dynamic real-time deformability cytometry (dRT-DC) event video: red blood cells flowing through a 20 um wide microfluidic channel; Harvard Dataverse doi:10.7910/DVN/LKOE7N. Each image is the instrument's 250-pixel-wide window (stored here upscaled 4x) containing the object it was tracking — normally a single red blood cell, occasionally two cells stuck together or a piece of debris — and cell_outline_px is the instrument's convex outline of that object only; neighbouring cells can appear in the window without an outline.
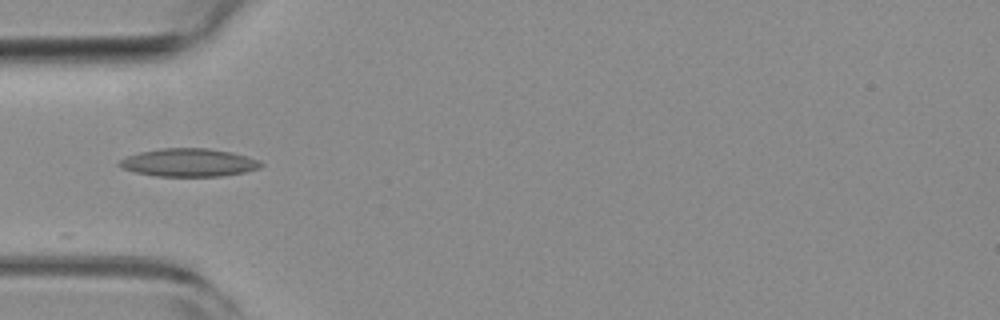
{"species": "common noctule bat (a hibernating species)", "species_latin": "Nyctalus noctula", "temperature_condition": "room temperature", "stored_images_in_passage": 8, "camera_frame_rate_fps": 3000, "um_per_image_px": 0.085, "animal": {"sex": "female", "body_mass_g": 19.3, "forearm_length_mm": 54.1}, "frame": {"image": 1, "passage_image": 1, "time_ms": 0.0, "image_size_px": [1000, 320], "cell_outline_px": [[264, 164], [260, 168], [244, 172], [220, 176], [156, 176], [136, 172], [120, 168], [116, 164], [120, 160], [128, 156], [140, 152], [160, 148], [208, 148], [232, 152], [260, 160]], "centroid_in_image_um": [16.05, 13.81], "position_along_channel_um": 69.0, "area_um2": 23.18}}
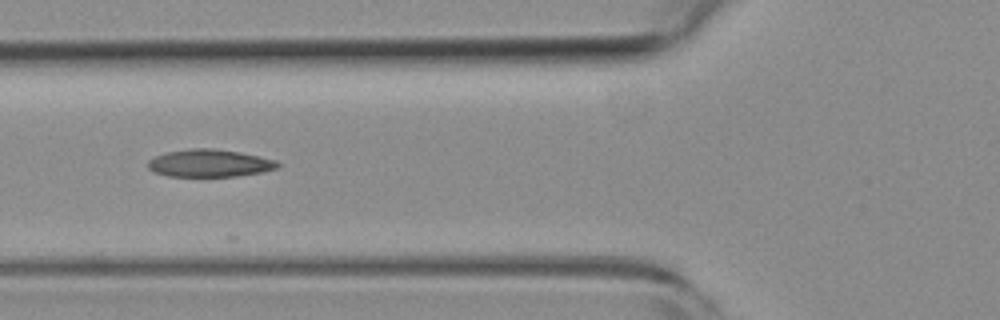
{"frame": {"image": 2, "passage_image": 4, "time_ms": 1.0, "image_size_px": [1000, 320], "cell_outline_px": [[280, 164], [276, 168], [260, 172], [236, 176], [168, 176], [156, 172], [148, 168], [148, 160], [156, 156], [168, 152], [192, 148], [212, 148], [240, 152], [260, 156], [276, 160]], "centroid_in_image_um": [17.82, 13.86], "position_along_channel_um": 108.0, "area_um2": 20.58}}
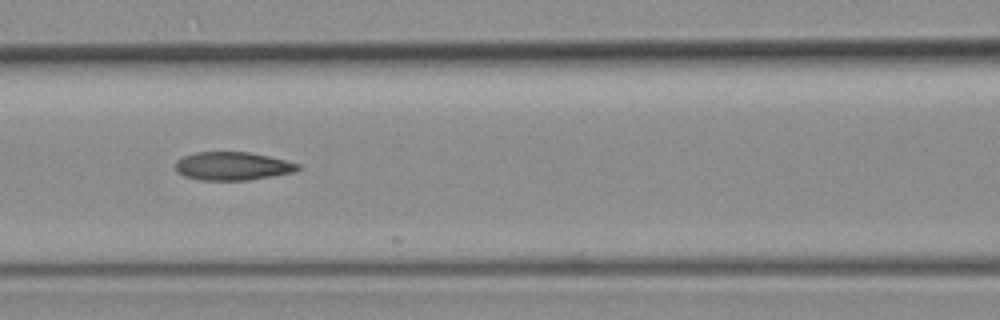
{"frame": {"image": 3, "passage_image": 7, "time_ms": 2.0, "image_size_px": [1000, 320], "cell_outline_px": [[300, 168], [296, 172], [248, 180], [200, 180], [184, 176], [176, 172], [176, 160], [184, 156], [196, 152], [248, 152], [268, 156], [300, 164]], "centroid_in_image_um": [19.76, 14.12], "position_along_channel_um": 146.8, "area_um2": 20.17}}